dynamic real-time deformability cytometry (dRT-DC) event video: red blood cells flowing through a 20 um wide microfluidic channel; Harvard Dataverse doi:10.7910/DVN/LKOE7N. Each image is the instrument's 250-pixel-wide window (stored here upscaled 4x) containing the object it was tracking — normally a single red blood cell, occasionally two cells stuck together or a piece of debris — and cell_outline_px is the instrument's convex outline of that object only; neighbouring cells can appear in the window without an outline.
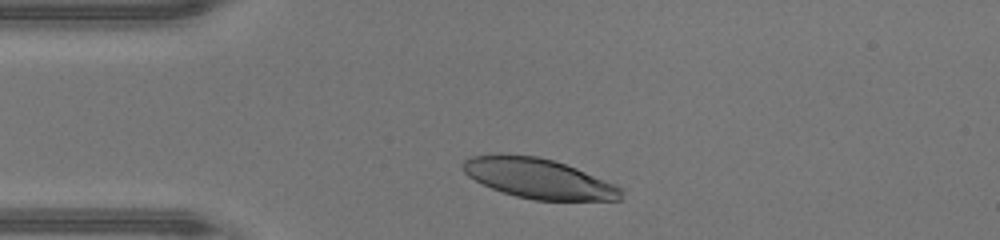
{"species": "human", "species_latin": "Homo sapiens", "temperature_condition": "warm", "stored_images_in_passage": 28, "camera_frame_rate_fps": 3000, "um_per_image_px": 0.085, "donor": {"sex": "male"}, "frame": {"image": 1, "passage_image": 1, "time_ms": 0.0, "image_size_px": [1000, 240], "cell_outline_px": [[624, 200], [536, 200], [516, 196], [492, 188], [468, 176], [464, 172], [464, 160], [472, 156], [500, 152], [536, 156], [552, 160], [576, 168], [624, 188]], "centroid_in_image_um": [45.81, 15.16], "position_along_channel_um": 39.2, "area_um2": 36.88}}
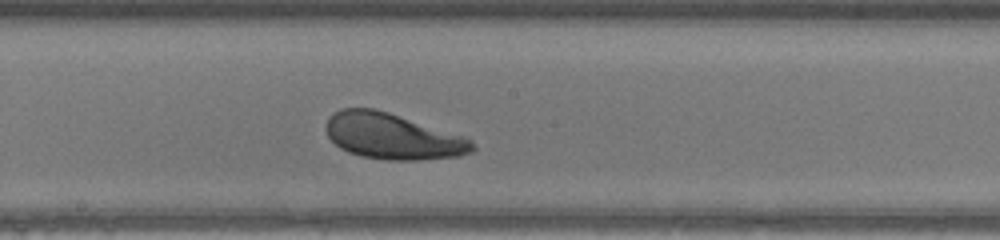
{"frame": {"image": 2, "passage_image": 15, "time_ms": 4.667, "image_size_px": [1000, 240], "cell_outline_px": [[476, 148], [472, 152], [460, 156], [416, 160], [388, 160], [360, 156], [348, 152], [340, 148], [328, 136], [328, 120], [340, 108], [372, 108], [388, 112], [472, 140]], "centroid_in_image_um": [33.37, 11.61], "position_along_channel_um": 214.8, "area_um2": 38.38}}
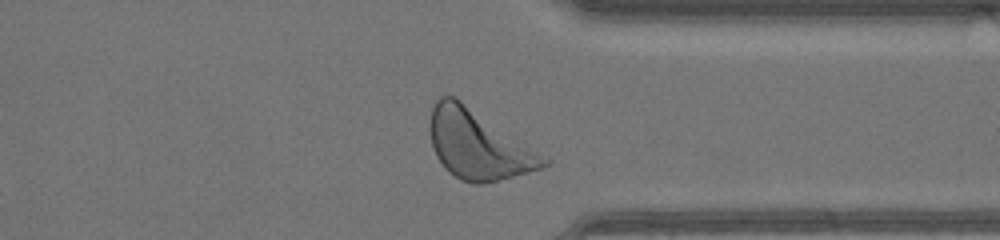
{"frame": {"image": 3, "passage_image": 26, "time_ms": 8.333, "image_size_px": [1000, 240], "cell_outline_px": [[552, 164], [528, 172], [484, 184], [472, 184], [460, 180], [444, 168], [436, 156], [432, 144], [428, 128], [432, 108], [436, 100], [440, 96], [452, 96], [460, 100], [552, 160]], "centroid_in_image_um": [40.64, 12.32], "position_along_channel_um": 370.8, "area_um2": 45.55}, "authors_computed_cell_mechanics": {"area_um2": 38.8705, "velocity_mm_per_s": 4.3468, "shape_relaxation_time_tau1_ms": 2.6615, "shape_relaxation_time_tau2_ms": null, "deformation_change_tau1": 0.1457, "deformation_change_tau2": null}}